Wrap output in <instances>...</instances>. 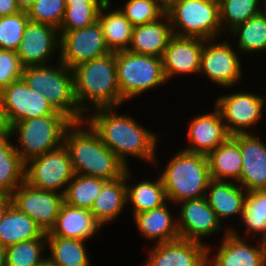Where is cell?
<instances>
[{"label":"cell","instance_id":"cell-17","mask_svg":"<svg viewBox=\"0 0 266 266\" xmlns=\"http://www.w3.org/2000/svg\"><path fill=\"white\" fill-rule=\"evenodd\" d=\"M177 206L180 208V217L176 219L177 229L181 239L204 243L202 239L218 234L223 229L222 222L209 206L206 197L184 200Z\"/></svg>","mask_w":266,"mask_h":266},{"label":"cell","instance_id":"cell-47","mask_svg":"<svg viewBox=\"0 0 266 266\" xmlns=\"http://www.w3.org/2000/svg\"><path fill=\"white\" fill-rule=\"evenodd\" d=\"M36 0H16L17 5L21 11L27 12Z\"/></svg>","mask_w":266,"mask_h":266},{"label":"cell","instance_id":"cell-35","mask_svg":"<svg viewBox=\"0 0 266 266\" xmlns=\"http://www.w3.org/2000/svg\"><path fill=\"white\" fill-rule=\"evenodd\" d=\"M106 182L102 178L74 174L67 185L64 203L75 208L90 210Z\"/></svg>","mask_w":266,"mask_h":266},{"label":"cell","instance_id":"cell-42","mask_svg":"<svg viewBox=\"0 0 266 266\" xmlns=\"http://www.w3.org/2000/svg\"><path fill=\"white\" fill-rule=\"evenodd\" d=\"M23 68L15 51L0 49V92L21 79Z\"/></svg>","mask_w":266,"mask_h":266},{"label":"cell","instance_id":"cell-31","mask_svg":"<svg viewBox=\"0 0 266 266\" xmlns=\"http://www.w3.org/2000/svg\"><path fill=\"white\" fill-rule=\"evenodd\" d=\"M11 140V133L0 136V192L8 195L25 181V163Z\"/></svg>","mask_w":266,"mask_h":266},{"label":"cell","instance_id":"cell-41","mask_svg":"<svg viewBox=\"0 0 266 266\" xmlns=\"http://www.w3.org/2000/svg\"><path fill=\"white\" fill-rule=\"evenodd\" d=\"M65 0H36L27 11L33 22L60 28L65 14Z\"/></svg>","mask_w":266,"mask_h":266},{"label":"cell","instance_id":"cell-14","mask_svg":"<svg viewBox=\"0 0 266 266\" xmlns=\"http://www.w3.org/2000/svg\"><path fill=\"white\" fill-rule=\"evenodd\" d=\"M56 51H60L59 29L29 20L16 50L22 66L50 65Z\"/></svg>","mask_w":266,"mask_h":266},{"label":"cell","instance_id":"cell-18","mask_svg":"<svg viewBox=\"0 0 266 266\" xmlns=\"http://www.w3.org/2000/svg\"><path fill=\"white\" fill-rule=\"evenodd\" d=\"M203 46V39L173 35L162 56L166 80L186 74L199 75Z\"/></svg>","mask_w":266,"mask_h":266},{"label":"cell","instance_id":"cell-23","mask_svg":"<svg viewBox=\"0 0 266 266\" xmlns=\"http://www.w3.org/2000/svg\"><path fill=\"white\" fill-rule=\"evenodd\" d=\"M247 191L236 182L211 179L206 198L218 220L240 217L243 212Z\"/></svg>","mask_w":266,"mask_h":266},{"label":"cell","instance_id":"cell-9","mask_svg":"<svg viewBox=\"0 0 266 266\" xmlns=\"http://www.w3.org/2000/svg\"><path fill=\"white\" fill-rule=\"evenodd\" d=\"M73 176L72 162L64 144L25 163V182L37 189L64 195Z\"/></svg>","mask_w":266,"mask_h":266},{"label":"cell","instance_id":"cell-33","mask_svg":"<svg viewBox=\"0 0 266 266\" xmlns=\"http://www.w3.org/2000/svg\"><path fill=\"white\" fill-rule=\"evenodd\" d=\"M237 39V51L242 54L266 52V15L261 12L246 22L237 25L230 32Z\"/></svg>","mask_w":266,"mask_h":266},{"label":"cell","instance_id":"cell-7","mask_svg":"<svg viewBox=\"0 0 266 266\" xmlns=\"http://www.w3.org/2000/svg\"><path fill=\"white\" fill-rule=\"evenodd\" d=\"M117 80L120 95L124 102L132 100L142 93L168 83L162 58L131 53L128 50L115 52Z\"/></svg>","mask_w":266,"mask_h":266},{"label":"cell","instance_id":"cell-46","mask_svg":"<svg viewBox=\"0 0 266 266\" xmlns=\"http://www.w3.org/2000/svg\"><path fill=\"white\" fill-rule=\"evenodd\" d=\"M111 0H65V6H69L71 4H108Z\"/></svg>","mask_w":266,"mask_h":266},{"label":"cell","instance_id":"cell-19","mask_svg":"<svg viewBox=\"0 0 266 266\" xmlns=\"http://www.w3.org/2000/svg\"><path fill=\"white\" fill-rule=\"evenodd\" d=\"M232 137L239 143L242 171L237 182L247 192L266 189V144L254 133Z\"/></svg>","mask_w":266,"mask_h":266},{"label":"cell","instance_id":"cell-15","mask_svg":"<svg viewBox=\"0 0 266 266\" xmlns=\"http://www.w3.org/2000/svg\"><path fill=\"white\" fill-rule=\"evenodd\" d=\"M0 98L10 126L19 121L56 112L45 97L28 87L22 78L4 88L0 92Z\"/></svg>","mask_w":266,"mask_h":266},{"label":"cell","instance_id":"cell-39","mask_svg":"<svg viewBox=\"0 0 266 266\" xmlns=\"http://www.w3.org/2000/svg\"><path fill=\"white\" fill-rule=\"evenodd\" d=\"M29 20L25 11L0 17V49L16 52Z\"/></svg>","mask_w":266,"mask_h":266},{"label":"cell","instance_id":"cell-3","mask_svg":"<svg viewBox=\"0 0 266 266\" xmlns=\"http://www.w3.org/2000/svg\"><path fill=\"white\" fill-rule=\"evenodd\" d=\"M72 72L75 99L85 115L96 108L125 103L117 80L115 52L81 63Z\"/></svg>","mask_w":266,"mask_h":266},{"label":"cell","instance_id":"cell-2","mask_svg":"<svg viewBox=\"0 0 266 266\" xmlns=\"http://www.w3.org/2000/svg\"><path fill=\"white\" fill-rule=\"evenodd\" d=\"M63 144L74 174L111 181L122 177L127 169L86 120L73 122L66 129Z\"/></svg>","mask_w":266,"mask_h":266},{"label":"cell","instance_id":"cell-27","mask_svg":"<svg viewBox=\"0 0 266 266\" xmlns=\"http://www.w3.org/2000/svg\"><path fill=\"white\" fill-rule=\"evenodd\" d=\"M211 179L238 182L242 171L239 143L230 136L208 155Z\"/></svg>","mask_w":266,"mask_h":266},{"label":"cell","instance_id":"cell-20","mask_svg":"<svg viewBox=\"0 0 266 266\" xmlns=\"http://www.w3.org/2000/svg\"><path fill=\"white\" fill-rule=\"evenodd\" d=\"M186 136L188 145L182 150L208 155L231 135L225 127L219 109L215 106L212 112L194 116L193 120L191 118Z\"/></svg>","mask_w":266,"mask_h":266},{"label":"cell","instance_id":"cell-28","mask_svg":"<svg viewBox=\"0 0 266 266\" xmlns=\"http://www.w3.org/2000/svg\"><path fill=\"white\" fill-rule=\"evenodd\" d=\"M131 168L125 171L127 186V203L132 204L133 216L138 213L158 208L167 202L165 189L160 175L155 180H141L135 184H129L132 179Z\"/></svg>","mask_w":266,"mask_h":266},{"label":"cell","instance_id":"cell-25","mask_svg":"<svg viewBox=\"0 0 266 266\" xmlns=\"http://www.w3.org/2000/svg\"><path fill=\"white\" fill-rule=\"evenodd\" d=\"M169 201L162 206L150 211L135 214L134 224L139 233L148 241H156L154 244L167 243L180 239L177 220L172 216Z\"/></svg>","mask_w":266,"mask_h":266},{"label":"cell","instance_id":"cell-52","mask_svg":"<svg viewBox=\"0 0 266 266\" xmlns=\"http://www.w3.org/2000/svg\"><path fill=\"white\" fill-rule=\"evenodd\" d=\"M262 12L266 15V0L263 1V8H262Z\"/></svg>","mask_w":266,"mask_h":266},{"label":"cell","instance_id":"cell-45","mask_svg":"<svg viewBox=\"0 0 266 266\" xmlns=\"http://www.w3.org/2000/svg\"><path fill=\"white\" fill-rule=\"evenodd\" d=\"M12 205L11 196L0 192V223L8 208Z\"/></svg>","mask_w":266,"mask_h":266},{"label":"cell","instance_id":"cell-43","mask_svg":"<svg viewBox=\"0 0 266 266\" xmlns=\"http://www.w3.org/2000/svg\"><path fill=\"white\" fill-rule=\"evenodd\" d=\"M16 0H0V17L20 12Z\"/></svg>","mask_w":266,"mask_h":266},{"label":"cell","instance_id":"cell-44","mask_svg":"<svg viewBox=\"0 0 266 266\" xmlns=\"http://www.w3.org/2000/svg\"><path fill=\"white\" fill-rule=\"evenodd\" d=\"M10 133V125L7 121L3 103L0 98V136Z\"/></svg>","mask_w":266,"mask_h":266},{"label":"cell","instance_id":"cell-50","mask_svg":"<svg viewBox=\"0 0 266 266\" xmlns=\"http://www.w3.org/2000/svg\"><path fill=\"white\" fill-rule=\"evenodd\" d=\"M259 241H260V244H261V247H262V251H263V255H264V259H265V262H266V233L261 238H259Z\"/></svg>","mask_w":266,"mask_h":266},{"label":"cell","instance_id":"cell-6","mask_svg":"<svg viewBox=\"0 0 266 266\" xmlns=\"http://www.w3.org/2000/svg\"><path fill=\"white\" fill-rule=\"evenodd\" d=\"M73 121L63 113L30 118L10 126L11 136L16 138L14 147L21 160L30 159L63 145L66 129Z\"/></svg>","mask_w":266,"mask_h":266},{"label":"cell","instance_id":"cell-40","mask_svg":"<svg viewBox=\"0 0 266 266\" xmlns=\"http://www.w3.org/2000/svg\"><path fill=\"white\" fill-rule=\"evenodd\" d=\"M119 9L134 27L156 21L166 13L154 0H127Z\"/></svg>","mask_w":266,"mask_h":266},{"label":"cell","instance_id":"cell-38","mask_svg":"<svg viewBox=\"0 0 266 266\" xmlns=\"http://www.w3.org/2000/svg\"><path fill=\"white\" fill-rule=\"evenodd\" d=\"M107 4H71L66 6L59 31H73L85 28L98 20L99 12Z\"/></svg>","mask_w":266,"mask_h":266},{"label":"cell","instance_id":"cell-4","mask_svg":"<svg viewBox=\"0 0 266 266\" xmlns=\"http://www.w3.org/2000/svg\"><path fill=\"white\" fill-rule=\"evenodd\" d=\"M159 174L167 201L173 205L184 200L206 197L210 173L207 155L179 150Z\"/></svg>","mask_w":266,"mask_h":266},{"label":"cell","instance_id":"cell-36","mask_svg":"<svg viewBox=\"0 0 266 266\" xmlns=\"http://www.w3.org/2000/svg\"><path fill=\"white\" fill-rule=\"evenodd\" d=\"M262 0H218L219 19L223 33L262 12ZM226 30V31H225Z\"/></svg>","mask_w":266,"mask_h":266},{"label":"cell","instance_id":"cell-5","mask_svg":"<svg viewBox=\"0 0 266 266\" xmlns=\"http://www.w3.org/2000/svg\"><path fill=\"white\" fill-rule=\"evenodd\" d=\"M56 57L58 65L24 67L21 78L28 87L41 93L56 111L73 122L83 121L86 115L75 99L72 69L60 61L59 53Z\"/></svg>","mask_w":266,"mask_h":266},{"label":"cell","instance_id":"cell-10","mask_svg":"<svg viewBox=\"0 0 266 266\" xmlns=\"http://www.w3.org/2000/svg\"><path fill=\"white\" fill-rule=\"evenodd\" d=\"M204 40L199 75H204L210 82L222 88H232L241 82L243 70L241 59L230 39ZM239 80V81H238Z\"/></svg>","mask_w":266,"mask_h":266},{"label":"cell","instance_id":"cell-37","mask_svg":"<svg viewBox=\"0 0 266 266\" xmlns=\"http://www.w3.org/2000/svg\"><path fill=\"white\" fill-rule=\"evenodd\" d=\"M46 233L7 247L6 266H36L47 256ZM45 254V255H44Z\"/></svg>","mask_w":266,"mask_h":266},{"label":"cell","instance_id":"cell-8","mask_svg":"<svg viewBox=\"0 0 266 266\" xmlns=\"http://www.w3.org/2000/svg\"><path fill=\"white\" fill-rule=\"evenodd\" d=\"M166 13L174 35L208 40L224 34L218 0H180Z\"/></svg>","mask_w":266,"mask_h":266},{"label":"cell","instance_id":"cell-21","mask_svg":"<svg viewBox=\"0 0 266 266\" xmlns=\"http://www.w3.org/2000/svg\"><path fill=\"white\" fill-rule=\"evenodd\" d=\"M142 266H207V244L178 239L154 244Z\"/></svg>","mask_w":266,"mask_h":266},{"label":"cell","instance_id":"cell-29","mask_svg":"<svg viewBox=\"0 0 266 266\" xmlns=\"http://www.w3.org/2000/svg\"><path fill=\"white\" fill-rule=\"evenodd\" d=\"M108 3L98 14L105 42L111 52L125 51L129 49L134 26L125 17L120 9L109 10Z\"/></svg>","mask_w":266,"mask_h":266},{"label":"cell","instance_id":"cell-51","mask_svg":"<svg viewBox=\"0 0 266 266\" xmlns=\"http://www.w3.org/2000/svg\"><path fill=\"white\" fill-rule=\"evenodd\" d=\"M36 266H55L53 262L46 256L40 263Z\"/></svg>","mask_w":266,"mask_h":266},{"label":"cell","instance_id":"cell-22","mask_svg":"<svg viewBox=\"0 0 266 266\" xmlns=\"http://www.w3.org/2000/svg\"><path fill=\"white\" fill-rule=\"evenodd\" d=\"M102 226L96 221L90 210L75 208L63 203L55 226L46 233V237L78 239L88 241L99 233Z\"/></svg>","mask_w":266,"mask_h":266},{"label":"cell","instance_id":"cell-13","mask_svg":"<svg viewBox=\"0 0 266 266\" xmlns=\"http://www.w3.org/2000/svg\"><path fill=\"white\" fill-rule=\"evenodd\" d=\"M10 196L12 205L31 217L45 233L55 226L64 203V195L34 188L25 181Z\"/></svg>","mask_w":266,"mask_h":266},{"label":"cell","instance_id":"cell-12","mask_svg":"<svg viewBox=\"0 0 266 266\" xmlns=\"http://www.w3.org/2000/svg\"><path fill=\"white\" fill-rule=\"evenodd\" d=\"M60 61L70 69L111 53L99 21L73 31H59Z\"/></svg>","mask_w":266,"mask_h":266},{"label":"cell","instance_id":"cell-34","mask_svg":"<svg viewBox=\"0 0 266 266\" xmlns=\"http://www.w3.org/2000/svg\"><path fill=\"white\" fill-rule=\"evenodd\" d=\"M240 221L246 227V240L266 233V189L247 192Z\"/></svg>","mask_w":266,"mask_h":266},{"label":"cell","instance_id":"cell-11","mask_svg":"<svg viewBox=\"0 0 266 266\" xmlns=\"http://www.w3.org/2000/svg\"><path fill=\"white\" fill-rule=\"evenodd\" d=\"M265 103L266 97L263 94L236 91L218 96L214 105L219 109L225 127L232 136L239 133H252L253 127L256 128L261 118L263 119Z\"/></svg>","mask_w":266,"mask_h":266},{"label":"cell","instance_id":"cell-32","mask_svg":"<svg viewBox=\"0 0 266 266\" xmlns=\"http://www.w3.org/2000/svg\"><path fill=\"white\" fill-rule=\"evenodd\" d=\"M86 240L47 237L48 258L55 266H91Z\"/></svg>","mask_w":266,"mask_h":266},{"label":"cell","instance_id":"cell-49","mask_svg":"<svg viewBox=\"0 0 266 266\" xmlns=\"http://www.w3.org/2000/svg\"><path fill=\"white\" fill-rule=\"evenodd\" d=\"M7 246L0 241V266H6Z\"/></svg>","mask_w":266,"mask_h":266},{"label":"cell","instance_id":"cell-26","mask_svg":"<svg viewBox=\"0 0 266 266\" xmlns=\"http://www.w3.org/2000/svg\"><path fill=\"white\" fill-rule=\"evenodd\" d=\"M127 203V186L125 173L122 177L107 181L97 195L90 209L96 221L104 227L109 222L116 221L125 211Z\"/></svg>","mask_w":266,"mask_h":266},{"label":"cell","instance_id":"cell-1","mask_svg":"<svg viewBox=\"0 0 266 266\" xmlns=\"http://www.w3.org/2000/svg\"><path fill=\"white\" fill-rule=\"evenodd\" d=\"M117 107L91 110L85 120L98 133L103 144L129 168L128 157H134L157 166L158 136L137 122L129 114H118ZM116 111V112H115ZM95 112V113H92ZM129 163V165H128Z\"/></svg>","mask_w":266,"mask_h":266},{"label":"cell","instance_id":"cell-24","mask_svg":"<svg viewBox=\"0 0 266 266\" xmlns=\"http://www.w3.org/2000/svg\"><path fill=\"white\" fill-rule=\"evenodd\" d=\"M173 35L170 19L165 13L156 21L133 28L128 51L162 58L164 50Z\"/></svg>","mask_w":266,"mask_h":266},{"label":"cell","instance_id":"cell-30","mask_svg":"<svg viewBox=\"0 0 266 266\" xmlns=\"http://www.w3.org/2000/svg\"><path fill=\"white\" fill-rule=\"evenodd\" d=\"M45 234L41 227L28 215L11 205L0 223V241L10 246L23 241L40 238Z\"/></svg>","mask_w":266,"mask_h":266},{"label":"cell","instance_id":"cell-48","mask_svg":"<svg viewBox=\"0 0 266 266\" xmlns=\"http://www.w3.org/2000/svg\"><path fill=\"white\" fill-rule=\"evenodd\" d=\"M154 1H156L165 11H167L180 0H154Z\"/></svg>","mask_w":266,"mask_h":266},{"label":"cell","instance_id":"cell-16","mask_svg":"<svg viewBox=\"0 0 266 266\" xmlns=\"http://www.w3.org/2000/svg\"><path fill=\"white\" fill-rule=\"evenodd\" d=\"M235 228L231 225L224 229L215 255L210 254L212 249L207 245V266H266L259 239H255L257 246L254 243L249 245Z\"/></svg>","mask_w":266,"mask_h":266}]
</instances>
